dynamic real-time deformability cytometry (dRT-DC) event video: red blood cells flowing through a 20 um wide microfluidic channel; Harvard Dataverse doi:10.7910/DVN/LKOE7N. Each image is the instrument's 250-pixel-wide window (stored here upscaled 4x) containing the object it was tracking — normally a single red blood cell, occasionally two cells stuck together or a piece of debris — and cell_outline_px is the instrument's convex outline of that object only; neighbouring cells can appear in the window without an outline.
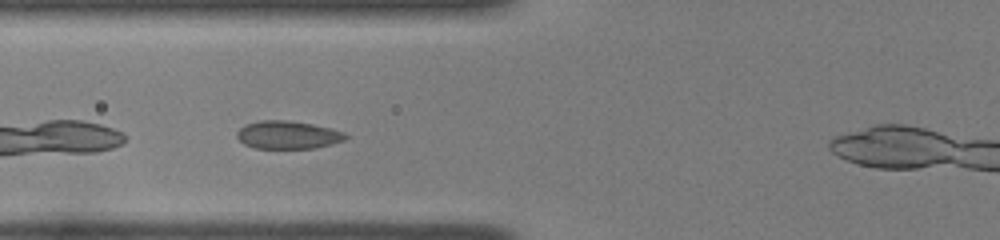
{"species": "common noctule bat (a hibernating species)", "species_latin": "Nyctalus noctula", "temperature_condition": "room temperature", "stored_images_in_passage": 31, "camera_frame_rate_fps": 3000, "um_per_image_px": 0.085, "animal": {"sex": "female", "body_mass_g": 22.0, "forearm_length_mm": 56.7}, "frame": {"image": 1, "passage_image": 7, "time_ms": 2.0, "image_size_px": [1000, 240], "cell_outline_px": [[352, 136], [344, 140], [332, 144], [316, 148], [256, 148], [244, 144], [236, 136], [236, 132], [244, 124], [260, 120], [288, 120], [312, 124], [344, 132]], "centroid_in_image_um": [24.47, 11.46], "position_along_channel_um": 101.3, "area_um2": 17.8}}
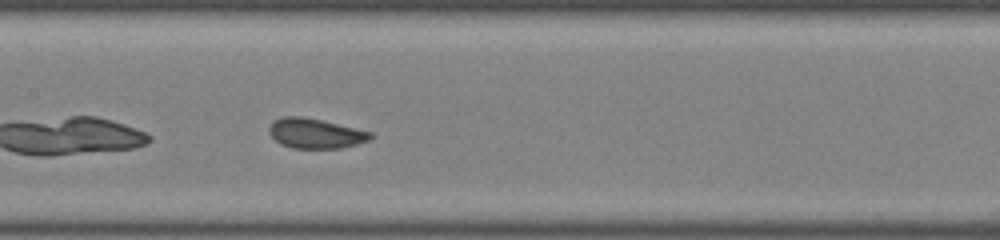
{"frame": {"image": 2, "passage_image": 13, "time_ms": 4.0, "image_size_px": [1000, 240], "cell_outline_px": [[372, 136], [368, 140], [356, 144], [340, 148], [292, 148], [280, 144], [268, 132], [268, 128], [272, 120], [284, 116], [300, 116], [320, 120], [356, 128], [372, 132]], "centroid_in_image_um": [26.76, 11.33], "position_along_channel_um": 180.6, "area_um2": 17.57}}
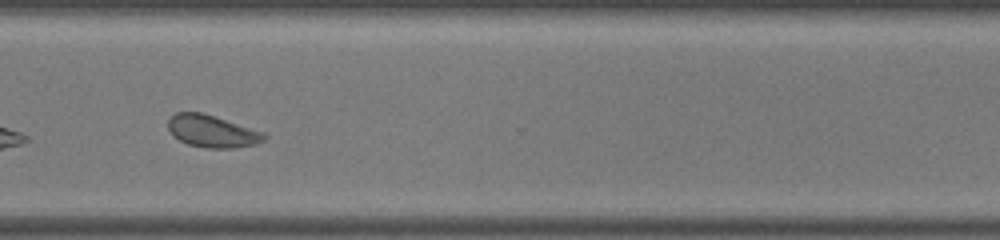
{"frame": {"image": 3, "passage_image": 26, "time_ms": 8.333, "image_size_px": [1000, 240], "cell_outline_px": [[268, 136], [264, 140], [256, 144], [232, 148], [204, 148], [188, 144], [172, 136], [168, 128], [168, 120], [176, 112], [204, 112], [264, 132]], "centroid_in_image_um": [18.03, 11.15], "position_along_channel_um": 352.6, "area_um2": 18.21}, "authors_computed_cell_mechanics": {"area_um2": 17.8024, "velocity_mm_per_s": 3.9624, "shape_relaxation_time_tau1_ms": 6.8346, "shape_relaxation_time_tau2_ms": 0.4671, "deformation_change_tau1": 0.1037, "deformation_change_tau2": 0.0451}}